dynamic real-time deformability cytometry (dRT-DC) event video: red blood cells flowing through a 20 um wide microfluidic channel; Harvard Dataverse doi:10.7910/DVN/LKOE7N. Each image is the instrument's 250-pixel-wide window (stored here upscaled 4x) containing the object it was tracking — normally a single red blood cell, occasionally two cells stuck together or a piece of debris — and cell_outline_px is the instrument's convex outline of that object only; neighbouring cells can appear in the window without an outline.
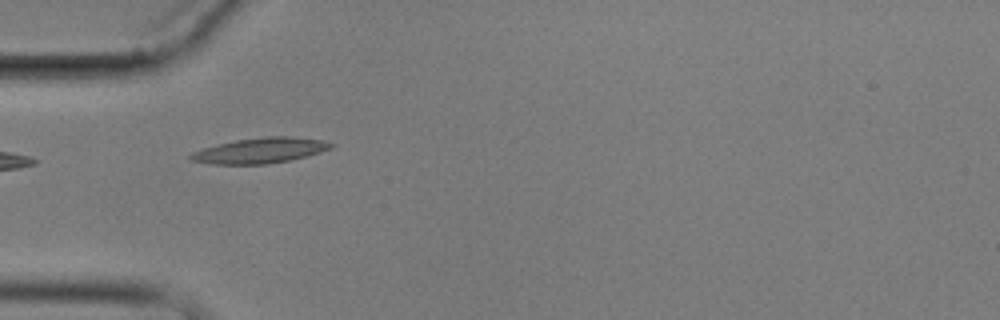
{"species": "common noctule bat (a hibernating species)", "species_latin": "Nyctalus noctula", "temperature_condition": "cold", "stored_images_in_passage": 2, "camera_frame_rate_fps": 3000, "um_per_image_px": 0.085, "animal": {"sex": "male", "body_mass_g": 17.9}, "frame": {"image": 1, "passage_image": 1, "time_ms": 0.0, "image_size_px": [1000, 320], "cell_outline_px": [[336, 144], [332, 148], [320, 152], [288, 160], [264, 164], [212, 164], [192, 160], [188, 156], [192, 152], [204, 148], [236, 140], [268, 136], [288, 136], [320, 140]], "centroid_in_image_um": [22.12, 12.79], "position_along_channel_um": 62.9, "area_um2": 20.35}}
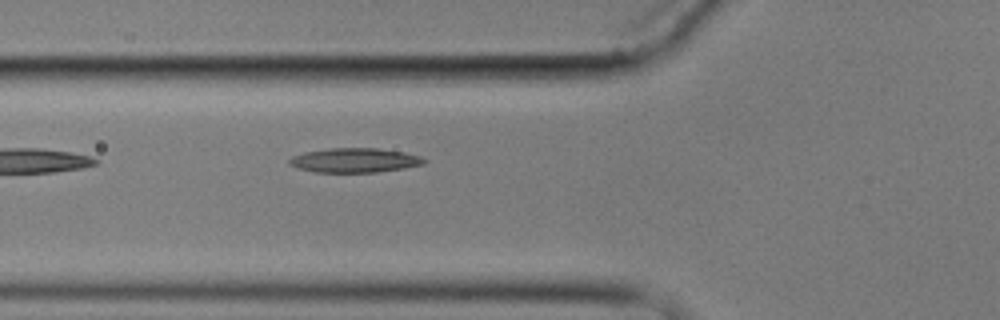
{"frame": {"image": 2, "passage_image": 2, "time_ms": 1.0, "image_size_px": [1000, 320], "cell_outline_px": [[428, 160], [424, 164], [404, 168], [376, 172], [316, 172], [296, 168], [288, 164], [288, 160], [292, 156], [304, 152], [328, 148], [376, 148], [404, 152], [420, 156]], "centroid_in_image_um": [30.13, 13.62], "position_along_channel_um": 95.7, "area_um2": 19.25}}